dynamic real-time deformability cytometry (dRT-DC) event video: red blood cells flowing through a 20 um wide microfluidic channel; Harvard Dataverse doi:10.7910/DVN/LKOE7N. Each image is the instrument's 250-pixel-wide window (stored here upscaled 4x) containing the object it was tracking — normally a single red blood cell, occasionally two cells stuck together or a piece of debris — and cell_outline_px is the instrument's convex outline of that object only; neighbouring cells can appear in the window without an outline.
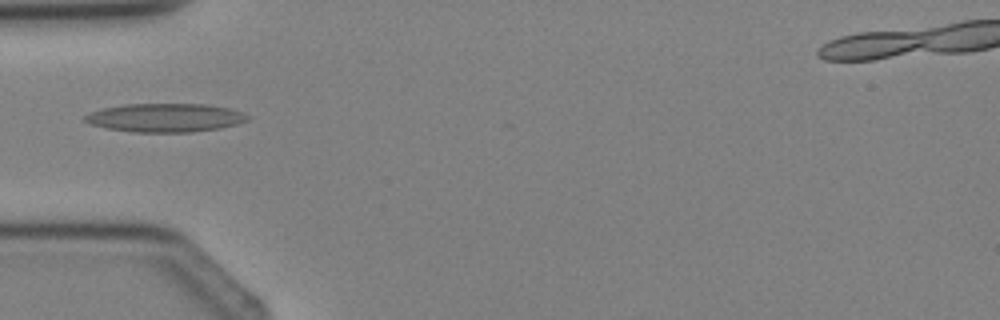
{"species": "Egyptian fruit bat (a non-hibernating species)", "species_latin": "Rousettus aegyptiacus", "temperature_condition": "cold", "stored_images_in_passage": 3, "camera_frame_rate_fps": 3000, "um_per_image_px": 0.085, "animal": {"sex": "female"}, "frame": {"image": 1, "passage_image": 3, "time_ms": 2.333, "image_size_px": [1000, 320], "cell_outline_px": [[252, 116], [248, 120], [236, 124], [220, 128], [192, 132], [132, 132], [104, 128], [80, 120], [84, 116], [100, 108], [124, 104], [204, 104], [228, 108], [244, 112]], "centroid_in_image_um": [14.03, 10.0], "position_along_channel_um": 71.0, "area_um2": 27.34}}